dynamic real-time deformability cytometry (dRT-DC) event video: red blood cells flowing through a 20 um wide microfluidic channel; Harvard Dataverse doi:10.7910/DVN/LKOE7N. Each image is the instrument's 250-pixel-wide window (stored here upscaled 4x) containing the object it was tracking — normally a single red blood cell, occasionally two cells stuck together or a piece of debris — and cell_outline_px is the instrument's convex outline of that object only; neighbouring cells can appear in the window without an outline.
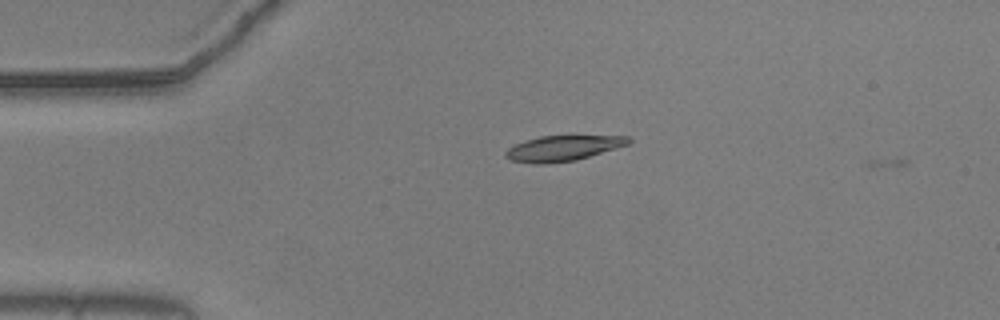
{"species": "common noctule bat (a hibernating species)", "species_latin": "Nyctalus noctula", "temperature_condition": "warm", "stored_images_in_passage": 6, "camera_frame_rate_fps": 3000, "um_per_image_px": 0.085, "animal": {"sex": "male", "body_mass_g": 20.5, "forearm_length_mm": 52.5}, "frame": {"image": 1, "passage_image": 5, "time_ms": 1.333, "image_size_px": [1000, 320], "cell_outline_px": [[632, 140], [628, 144], [576, 160], [540, 164], [536, 164], [512, 160], [504, 156], [504, 152], [508, 148], [524, 140], [540, 136], [628, 136]], "centroid_in_image_um": [47.81, 12.59], "position_along_channel_um": 37.2, "area_um2": 17.92}}